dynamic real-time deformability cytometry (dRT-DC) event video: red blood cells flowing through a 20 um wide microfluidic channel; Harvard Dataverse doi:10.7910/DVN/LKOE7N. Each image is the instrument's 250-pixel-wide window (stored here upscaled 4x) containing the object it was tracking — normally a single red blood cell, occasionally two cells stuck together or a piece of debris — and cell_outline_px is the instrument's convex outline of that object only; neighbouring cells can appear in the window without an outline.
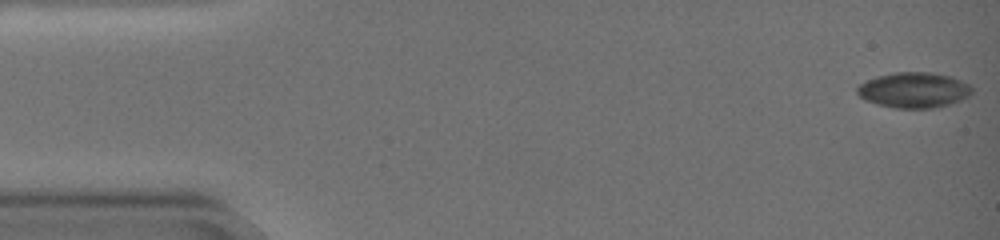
{"species": "common noctule bat (a hibernating species)", "species_latin": "Nyctalus noctula", "temperature_condition": "warm", "stored_images_in_passage": 59, "camera_frame_rate_fps": 3000, "um_per_image_px": 0.085, "animal": {"sex": "female", "body_mass_g": 19.0, "forearm_length_mm": 51.5}, "frame": {"image": 1, "passage_image": 1, "time_ms": 0.0, "image_size_px": [1000, 240], "cell_outline_px": [[972, 92], [968, 96], [960, 100], [948, 104], [932, 108], [896, 108], [876, 104], [864, 100], [856, 92], [856, 88], [860, 84], [876, 76], [896, 72], [928, 72], [952, 76], [968, 84], [972, 88]], "centroid_in_image_um": [77.65, 7.65], "position_along_channel_um": 7.3, "area_um2": 23.64}}
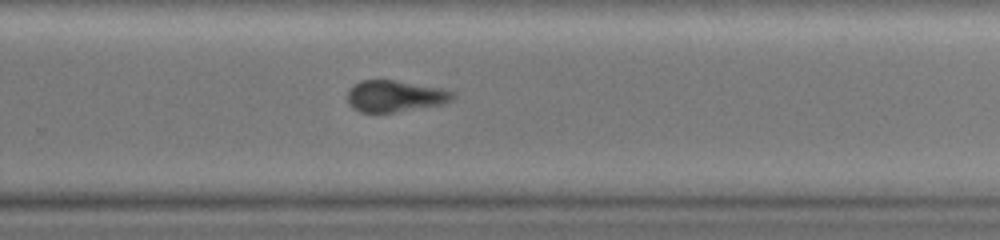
{"frame": {"image": 2, "passage_image": 40, "time_ms": 13.0, "image_size_px": [1000, 240], "cell_outline_px": [[456, 100], [444, 104], [392, 112], [360, 112], [352, 108], [348, 104], [348, 88], [360, 80], [392, 80], [440, 88], [456, 92]], "centroid_in_image_um": [33.59, 8.17], "position_along_channel_um": 296.2, "area_um2": 19.42}}
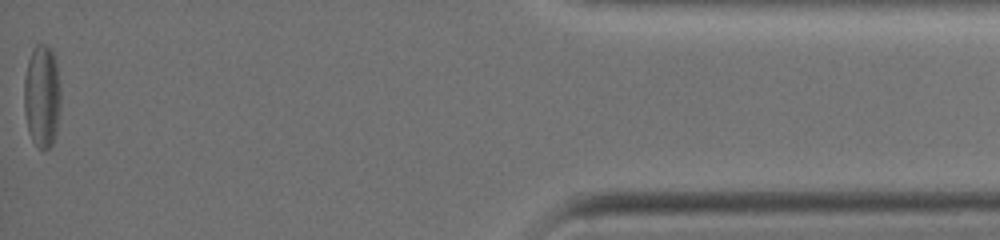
{"frame": {"image": 3, "passage_image": 59, "time_ms": 19.333, "image_size_px": [1000, 240], "cell_outline_px": [[60, 108], [56, 132], [52, 144], [48, 148], [40, 148], [32, 140], [28, 128], [24, 112], [24, 80], [28, 60], [32, 48], [36, 44], [44, 44], [52, 52], [56, 60], [60, 88]], "centroid_in_image_um": [3.57, 8.15], "position_along_channel_um": 431.6, "area_um2": 21.91}, "authors_computed_cell_mechanics": {"area_um2": 21.7328, "velocity_mm_per_s": 3.2736, "shape_relaxation_time_tau1_ms": null, "shape_relaxation_time_tau2_ms": 2.7607, "deformation_change_tau1": null, "deformation_change_tau2": 0.101}}